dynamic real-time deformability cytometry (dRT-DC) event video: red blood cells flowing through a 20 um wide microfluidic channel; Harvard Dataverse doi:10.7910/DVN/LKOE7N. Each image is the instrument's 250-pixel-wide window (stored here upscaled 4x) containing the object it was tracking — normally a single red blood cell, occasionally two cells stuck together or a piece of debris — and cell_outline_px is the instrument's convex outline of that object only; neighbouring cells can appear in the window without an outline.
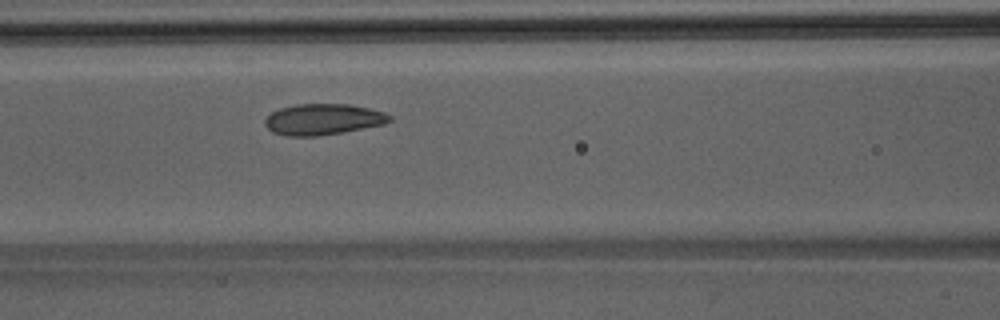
{"species": "Egyptian fruit bat (a non-hibernating species)", "species_latin": "Rousettus aegyptiacus", "temperature_condition": "room temperature", "stored_images_in_passage": 40, "camera_frame_rate_fps": 3000, "um_per_image_px": 0.085, "animal": {"sex": "male"}, "frame": {"image": 1, "passage_image": 12, "time_ms": 3.667, "image_size_px": [1000, 320], "cell_outline_px": [[392, 120], [384, 124], [340, 132], [316, 136], [288, 136], [272, 132], [264, 124], [264, 120], [272, 112], [280, 108], [296, 104], [348, 104], [368, 108], [384, 112], [392, 116]], "centroid_in_image_um": [27.44, 10.14], "position_along_channel_um": 139.2, "area_um2": 22.37}}
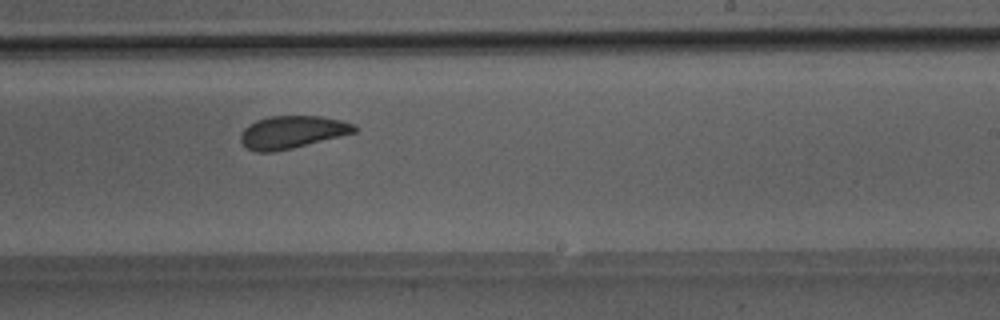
{"frame": {"image": 2, "passage_image": 21, "time_ms": 6.667, "image_size_px": [1000, 320], "cell_outline_px": [[356, 132], [292, 148], [272, 152], [256, 152], [248, 148], [240, 140], [240, 136], [244, 128], [248, 124], [256, 120], [272, 116], [320, 116], [340, 120], [352, 124], [356, 128]], "centroid_in_image_um": [24.79, 11.23], "position_along_channel_um": 264.2, "area_um2": 21.33}}
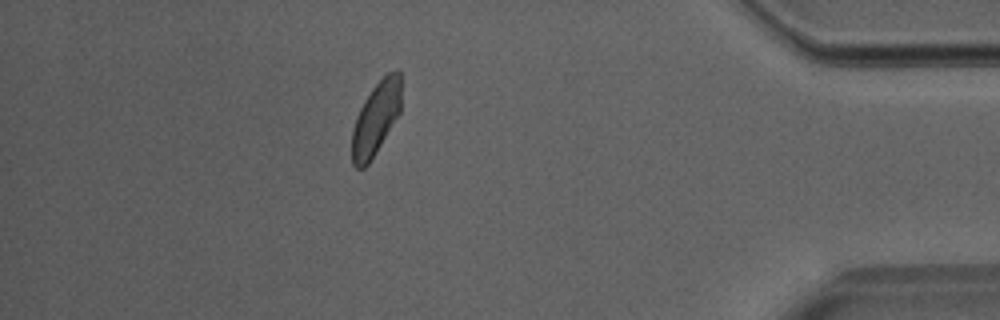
{"frame": {"image": 3, "passage_image": 34, "time_ms": 11.0, "image_size_px": [1000, 320], "cell_outline_px": [[400, 112], [376, 152], [368, 164], [364, 168], [356, 168], [352, 164], [352, 128], [356, 116], [364, 100], [372, 88], [388, 72], [400, 72]], "centroid_in_image_um": [31.92, 10.1], "position_along_channel_um": 403.3, "area_um2": 20.63}}